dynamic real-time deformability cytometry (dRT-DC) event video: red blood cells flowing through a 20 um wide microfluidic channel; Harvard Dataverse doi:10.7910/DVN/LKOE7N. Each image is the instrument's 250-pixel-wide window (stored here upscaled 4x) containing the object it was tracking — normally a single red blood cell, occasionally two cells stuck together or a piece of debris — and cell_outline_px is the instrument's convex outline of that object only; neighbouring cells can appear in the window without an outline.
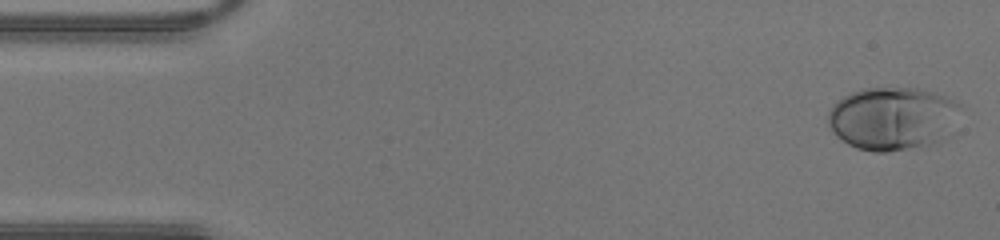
{"species": "human", "species_latin": "Homo sapiens", "temperature_condition": "warm", "stored_images_in_passage": 42, "camera_frame_rate_fps": 3000, "um_per_image_px": 0.085, "donor": {"sex": "male"}, "frame": {"image": 1, "passage_image": 1, "time_ms": 0.0, "image_size_px": [1000, 240], "cell_outline_px": [[964, 104], [940, 140], [928, 144], [888, 152], [876, 152], [856, 148], [848, 144], [836, 136], [828, 124], [828, 112], [832, 104], [844, 96], [852, 92], [864, 88], [916, 88], [936, 92], [956, 100]], "centroid_in_image_um": [75.82, 10.04], "position_along_channel_um": 9.2, "area_um2": 48.32}}
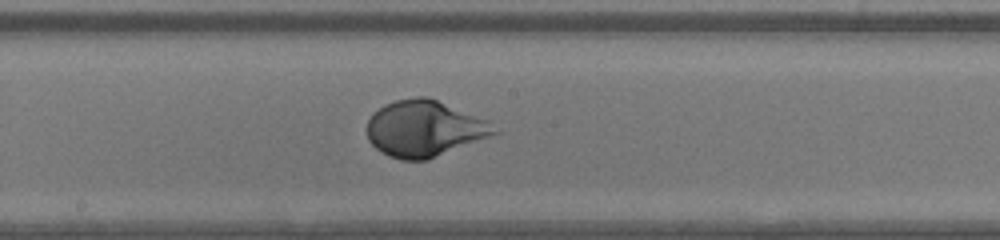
{"frame": {"image": 2, "passage_image": 22, "time_ms": 7.0, "image_size_px": [1000, 240], "cell_outline_px": [[500, 132], [428, 160], [400, 160], [388, 156], [380, 152], [368, 140], [368, 120], [372, 112], [384, 104], [396, 100], [416, 96], [428, 96], [488, 120]], "centroid_in_image_um": [36.05, 10.92], "position_along_channel_um": 212.1, "area_um2": 41.79}}
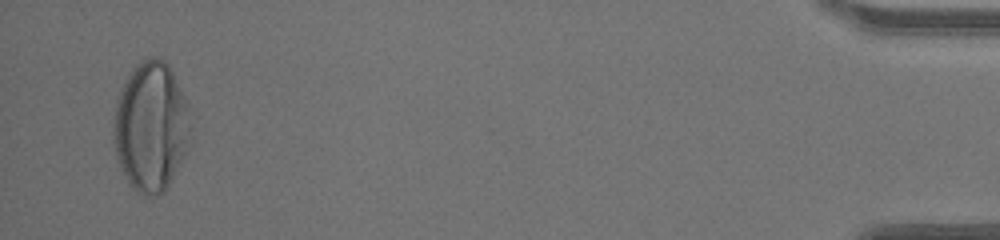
{"frame": {"image": 3, "passage_image": 41, "time_ms": 13.333, "image_size_px": [1000, 240], "cell_outline_px": [[188, 148], [172, 180], [164, 192], [156, 196], [148, 196], [136, 192], [128, 184], [116, 156], [112, 140], [112, 124], [116, 100], [120, 88], [124, 80], [136, 64], [148, 56], [160, 56], [168, 64], [188, 104]], "centroid_in_image_um": [12.78, 10.76], "position_along_channel_um": 422.4, "area_um2": 58.67}}